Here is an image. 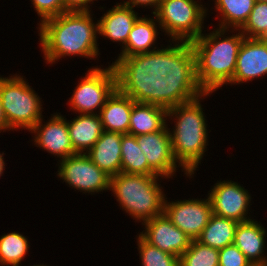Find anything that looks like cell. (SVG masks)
Wrapping results in <instances>:
<instances>
[{"label": "cell", "mask_w": 267, "mask_h": 266, "mask_svg": "<svg viewBox=\"0 0 267 266\" xmlns=\"http://www.w3.org/2000/svg\"><path fill=\"white\" fill-rule=\"evenodd\" d=\"M160 175L119 173L110 177V190L120 209L135 222L144 223L164 214L166 194Z\"/></svg>", "instance_id": "cell-5"}, {"label": "cell", "mask_w": 267, "mask_h": 266, "mask_svg": "<svg viewBox=\"0 0 267 266\" xmlns=\"http://www.w3.org/2000/svg\"><path fill=\"white\" fill-rule=\"evenodd\" d=\"M157 80L128 77L106 100L99 112L105 131L128 134L133 103Z\"/></svg>", "instance_id": "cell-10"}, {"label": "cell", "mask_w": 267, "mask_h": 266, "mask_svg": "<svg viewBox=\"0 0 267 266\" xmlns=\"http://www.w3.org/2000/svg\"><path fill=\"white\" fill-rule=\"evenodd\" d=\"M160 1L161 0H126V1L120 2V4L127 6V7H131L132 9L136 7L138 8V6L139 8L142 7L145 9L148 7L147 9H150V8L151 10L153 9L151 14H155L159 8Z\"/></svg>", "instance_id": "cell-31"}, {"label": "cell", "mask_w": 267, "mask_h": 266, "mask_svg": "<svg viewBox=\"0 0 267 266\" xmlns=\"http://www.w3.org/2000/svg\"><path fill=\"white\" fill-rule=\"evenodd\" d=\"M207 198L170 201L165 199L164 214L191 240H197L213 214L211 200Z\"/></svg>", "instance_id": "cell-12"}, {"label": "cell", "mask_w": 267, "mask_h": 266, "mask_svg": "<svg viewBox=\"0 0 267 266\" xmlns=\"http://www.w3.org/2000/svg\"><path fill=\"white\" fill-rule=\"evenodd\" d=\"M136 236L141 266H179V257L149 244L139 234Z\"/></svg>", "instance_id": "cell-27"}, {"label": "cell", "mask_w": 267, "mask_h": 266, "mask_svg": "<svg viewBox=\"0 0 267 266\" xmlns=\"http://www.w3.org/2000/svg\"><path fill=\"white\" fill-rule=\"evenodd\" d=\"M201 0H161L155 13L161 33L169 37L170 44L180 53L204 30L208 8Z\"/></svg>", "instance_id": "cell-6"}, {"label": "cell", "mask_w": 267, "mask_h": 266, "mask_svg": "<svg viewBox=\"0 0 267 266\" xmlns=\"http://www.w3.org/2000/svg\"><path fill=\"white\" fill-rule=\"evenodd\" d=\"M27 238L18 231L0 236V266H21L29 253L30 243Z\"/></svg>", "instance_id": "cell-25"}, {"label": "cell", "mask_w": 267, "mask_h": 266, "mask_svg": "<svg viewBox=\"0 0 267 266\" xmlns=\"http://www.w3.org/2000/svg\"><path fill=\"white\" fill-rule=\"evenodd\" d=\"M267 76V39H243L233 79L228 83L239 85Z\"/></svg>", "instance_id": "cell-17"}, {"label": "cell", "mask_w": 267, "mask_h": 266, "mask_svg": "<svg viewBox=\"0 0 267 266\" xmlns=\"http://www.w3.org/2000/svg\"><path fill=\"white\" fill-rule=\"evenodd\" d=\"M255 220L238 223L233 243L253 266H267V230L260 221Z\"/></svg>", "instance_id": "cell-18"}, {"label": "cell", "mask_w": 267, "mask_h": 266, "mask_svg": "<svg viewBox=\"0 0 267 266\" xmlns=\"http://www.w3.org/2000/svg\"><path fill=\"white\" fill-rule=\"evenodd\" d=\"M121 172L127 174L158 175L149 165L139 147L136 136L122 134Z\"/></svg>", "instance_id": "cell-24"}, {"label": "cell", "mask_w": 267, "mask_h": 266, "mask_svg": "<svg viewBox=\"0 0 267 266\" xmlns=\"http://www.w3.org/2000/svg\"><path fill=\"white\" fill-rule=\"evenodd\" d=\"M219 250L191 240L190 246L179 257V266H219Z\"/></svg>", "instance_id": "cell-26"}, {"label": "cell", "mask_w": 267, "mask_h": 266, "mask_svg": "<svg viewBox=\"0 0 267 266\" xmlns=\"http://www.w3.org/2000/svg\"><path fill=\"white\" fill-rule=\"evenodd\" d=\"M239 30L247 38L267 39V2H255L248 20Z\"/></svg>", "instance_id": "cell-28"}, {"label": "cell", "mask_w": 267, "mask_h": 266, "mask_svg": "<svg viewBox=\"0 0 267 266\" xmlns=\"http://www.w3.org/2000/svg\"><path fill=\"white\" fill-rule=\"evenodd\" d=\"M151 17L137 18L125 46L111 64L129 77L176 79L179 52L171 44L156 46L161 27L155 14Z\"/></svg>", "instance_id": "cell-3"}, {"label": "cell", "mask_w": 267, "mask_h": 266, "mask_svg": "<svg viewBox=\"0 0 267 266\" xmlns=\"http://www.w3.org/2000/svg\"><path fill=\"white\" fill-rule=\"evenodd\" d=\"M19 73L0 75V102L10 130L30 131L43 116L44 103Z\"/></svg>", "instance_id": "cell-7"}, {"label": "cell", "mask_w": 267, "mask_h": 266, "mask_svg": "<svg viewBox=\"0 0 267 266\" xmlns=\"http://www.w3.org/2000/svg\"><path fill=\"white\" fill-rule=\"evenodd\" d=\"M168 79H157L134 103L128 134L139 136L162 130L168 123Z\"/></svg>", "instance_id": "cell-9"}, {"label": "cell", "mask_w": 267, "mask_h": 266, "mask_svg": "<svg viewBox=\"0 0 267 266\" xmlns=\"http://www.w3.org/2000/svg\"><path fill=\"white\" fill-rule=\"evenodd\" d=\"M218 260L219 266H253L234 243L219 250Z\"/></svg>", "instance_id": "cell-30"}, {"label": "cell", "mask_w": 267, "mask_h": 266, "mask_svg": "<svg viewBox=\"0 0 267 266\" xmlns=\"http://www.w3.org/2000/svg\"><path fill=\"white\" fill-rule=\"evenodd\" d=\"M211 187L208 196L213 214L238 223L253 219L249 212L252 198L249 190L243 185L232 180H220Z\"/></svg>", "instance_id": "cell-13"}, {"label": "cell", "mask_w": 267, "mask_h": 266, "mask_svg": "<svg viewBox=\"0 0 267 266\" xmlns=\"http://www.w3.org/2000/svg\"><path fill=\"white\" fill-rule=\"evenodd\" d=\"M129 76L110 64L88 68L70 96L68 106L76 114H99L106 100Z\"/></svg>", "instance_id": "cell-8"}, {"label": "cell", "mask_w": 267, "mask_h": 266, "mask_svg": "<svg viewBox=\"0 0 267 266\" xmlns=\"http://www.w3.org/2000/svg\"><path fill=\"white\" fill-rule=\"evenodd\" d=\"M98 0H63L66 11H91L90 7Z\"/></svg>", "instance_id": "cell-32"}, {"label": "cell", "mask_w": 267, "mask_h": 266, "mask_svg": "<svg viewBox=\"0 0 267 266\" xmlns=\"http://www.w3.org/2000/svg\"><path fill=\"white\" fill-rule=\"evenodd\" d=\"M220 15L217 28L240 29L248 20L255 0H212Z\"/></svg>", "instance_id": "cell-23"}, {"label": "cell", "mask_w": 267, "mask_h": 266, "mask_svg": "<svg viewBox=\"0 0 267 266\" xmlns=\"http://www.w3.org/2000/svg\"><path fill=\"white\" fill-rule=\"evenodd\" d=\"M5 170L4 152H0V177L3 175Z\"/></svg>", "instance_id": "cell-34"}, {"label": "cell", "mask_w": 267, "mask_h": 266, "mask_svg": "<svg viewBox=\"0 0 267 266\" xmlns=\"http://www.w3.org/2000/svg\"><path fill=\"white\" fill-rule=\"evenodd\" d=\"M72 146L77 153L88 152L103 133V125L98 114H76L67 120Z\"/></svg>", "instance_id": "cell-21"}, {"label": "cell", "mask_w": 267, "mask_h": 266, "mask_svg": "<svg viewBox=\"0 0 267 266\" xmlns=\"http://www.w3.org/2000/svg\"><path fill=\"white\" fill-rule=\"evenodd\" d=\"M43 120L45 119L42 117L29 131L34 134L31 140L34 146L53 154L59 158L58 161L76 154L69 136L66 118L56 112L51 114L48 121Z\"/></svg>", "instance_id": "cell-14"}, {"label": "cell", "mask_w": 267, "mask_h": 266, "mask_svg": "<svg viewBox=\"0 0 267 266\" xmlns=\"http://www.w3.org/2000/svg\"><path fill=\"white\" fill-rule=\"evenodd\" d=\"M255 2H267V0H255Z\"/></svg>", "instance_id": "cell-36"}, {"label": "cell", "mask_w": 267, "mask_h": 266, "mask_svg": "<svg viewBox=\"0 0 267 266\" xmlns=\"http://www.w3.org/2000/svg\"><path fill=\"white\" fill-rule=\"evenodd\" d=\"M106 11L99 18L100 20L98 19L99 36L118 42L122 49L127 42L129 32L139 17L138 12L117 2L114 7Z\"/></svg>", "instance_id": "cell-19"}, {"label": "cell", "mask_w": 267, "mask_h": 266, "mask_svg": "<svg viewBox=\"0 0 267 266\" xmlns=\"http://www.w3.org/2000/svg\"><path fill=\"white\" fill-rule=\"evenodd\" d=\"M35 12L40 17L39 25L45 20L56 17L63 12H67L64 7L63 0H30Z\"/></svg>", "instance_id": "cell-29"}, {"label": "cell", "mask_w": 267, "mask_h": 266, "mask_svg": "<svg viewBox=\"0 0 267 266\" xmlns=\"http://www.w3.org/2000/svg\"><path fill=\"white\" fill-rule=\"evenodd\" d=\"M30 266H49V265H44V263L43 264H34V265H30Z\"/></svg>", "instance_id": "cell-35"}, {"label": "cell", "mask_w": 267, "mask_h": 266, "mask_svg": "<svg viewBox=\"0 0 267 266\" xmlns=\"http://www.w3.org/2000/svg\"><path fill=\"white\" fill-rule=\"evenodd\" d=\"M5 131H10L8 128L6 118L4 116L3 108L1 107V102H0V133L5 132Z\"/></svg>", "instance_id": "cell-33"}, {"label": "cell", "mask_w": 267, "mask_h": 266, "mask_svg": "<svg viewBox=\"0 0 267 266\" xmlns=\"http://www.w3.org/2000/svg\"><path fill=\"white\" fill-rule=\"evenodd\" d=\"M167 124L162 130L136 136L137 143L146 156L148 165L161 177L173 178L178 167L171 144L170 131Z\"/></svg>", "instance_id": "cell-15"}, {"label": "cell", "mask_w": 267, "mask_h": 266, "mask_svg": "<svg viewBox=\"0 0 267 266\" xmlns=\"http://www.w3.org/2000/svg\"><path fill=\"white\" fill-rule=\"evenodd\" d=\"M58 162V178L83 194L110 190V176L94 164L86 153H76Z\"/></svg>", "instance_id": "cell-11"}, {"label": "cell", "mask_w": 267, "mask_h": 266, "mask_svg": "<svg viewBox=\"0 0 267 266\" xmlns=\"http://www.w3.org/2000/svg\"><path fill=\"white\" fill-rule=\"evenodd\" d=\"M139 235L149 244L164 252L180 257L190 246L191 239L176 227L165 214L141 223Z\"/></svg>", "instance_id": "cell-16"}, {"label": "cell", "mask_w": 267, "mask_h": 266, "mask_svg": "<svg viewBox=\"0 0 267 266\" xmlns=\"http://www.w3.org/2000/svg\"><path fill=\"white\" fill-rule=\"evenodd\" d=\"M238 222L212 214L208 224L197 239L205 246L220 250L234 242Z\"/></svg>", "instance_id": "cell-22"}, {"label": "cell", "mask_w": 267, "mask_h": 266, "mask_svg": "<svg viewBox=\"0 0 267 266\" xmlns=\"http://www.w3.org/2000/svg\"><path fill=\"white\" fill-rule=\"evenodd\" d=\"M211 94L213 92L185 90L176 79H168L167 121H174L173 128H169L172 151L189 180L195 175L207 151L208 123L201 102Z\"/></svg>", "instance_id": "cell-2"}, {"label": "cell", "mask_w": 267, "mask_h": 266, "mask_svg": "<svg viewBox=\"0 0 267 266\" xmlns=\"http://www.w3.org/2000/svg\"><path fill=\"white\" fill-rule=\"evenodd\" d=\"M121 139V133L104 130L86 152L91 161L110 177L121 173Z\"/></svg>", "instance_id": "cell-20"}, {"label": "cell", "mask_w": 267, "mask_h": 266, "mask_svg": "<svg viewBox=\"0 0 267 266\" xmlns=\"http://www.w3.org/2000/svg\"><path fill=\"white\" fill-rule=\"evenodd\" d=\"M91 12H63L36 27L46 64L71 56L96 60L100 54L98 20L95 23Z\"/></svg>", "instance_id": "cell-4"}, {"label": "cell", "mask_w": 267, "mask_h": 266, "mask_svg": "<svg viewBox=\"0 0 267 266\" xmlns=\"http://www.w3.org/2000/svg\"><path fill=\"white\" fill-rule=\"evenodd\" d=\"M228 32L234 34L229 36ZM244 38L239 29L215 28L210 33L204 30L179 53L176 81L192 92L215 93L227 86L233 79Z\"/></svg>", "instance_id": "cell-1"}]
</instances>
